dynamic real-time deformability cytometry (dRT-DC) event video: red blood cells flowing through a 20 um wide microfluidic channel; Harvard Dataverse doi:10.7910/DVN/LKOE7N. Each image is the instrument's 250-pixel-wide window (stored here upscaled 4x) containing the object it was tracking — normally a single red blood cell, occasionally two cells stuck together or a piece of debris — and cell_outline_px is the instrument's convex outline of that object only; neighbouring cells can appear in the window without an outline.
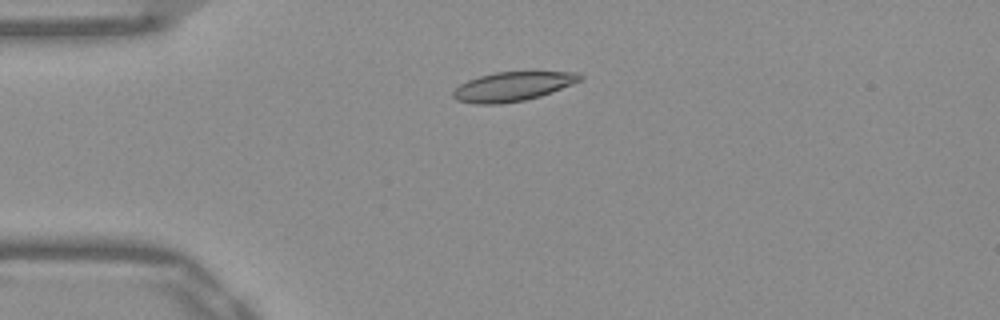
{"species": "Egyptian fruit bat (a non-hibernating species)", "species_latin": "Rousettus aegyptiacus", "temperature_condition": "warm", "stored_images_in_passage": 40, "camera_frame_rate_fps": 3000, "um_per_image_px": 0.085, "frame": {"image": 1, "passage_image": 1, "time_ms": 0.0, "image_size_px": [1000, 320], "cell_outline_px": [[584, 76], [580, 80], [572, 84], [552, 92], [540, 96], [524, 100], [500, 104], [476, 104], [456, 100], [452, 96], [452, 92], [460, 84], [468, 80], [480, 76], [496, 72], [580, 72]], "centroid_in_image_um": [43.57, 7.35], "position_along_channel_um": 41.4, "area_um2": 21.5}}
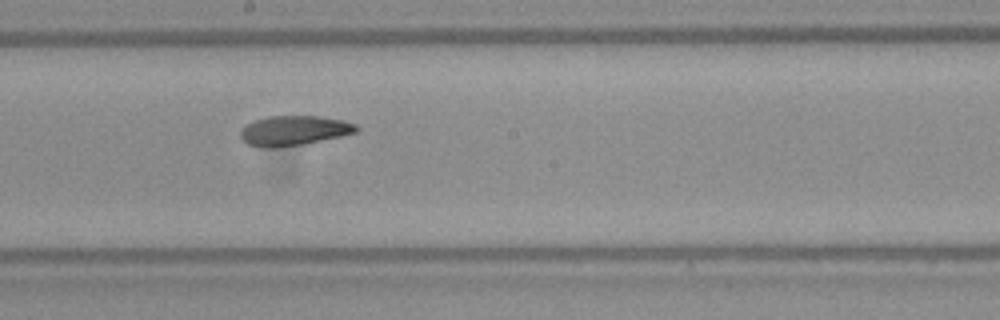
{"frame": {"image": 2, "passage_image": 17, "time_ms": 5.333, "image_size_px": [1000, 320], "cell_outline_px": [[360, 128], [356, 132], [340, 136], [304, 144], [264, 148], [248, 144], [240, 136], [240, 128], [252, 120], [268, 116], [320, 116], [344, 120], [356, 124]], "centroid_in_image_um": [24.97, 11.08], "position_along_channel_um": 223.2, "area_um2": 20.17}}
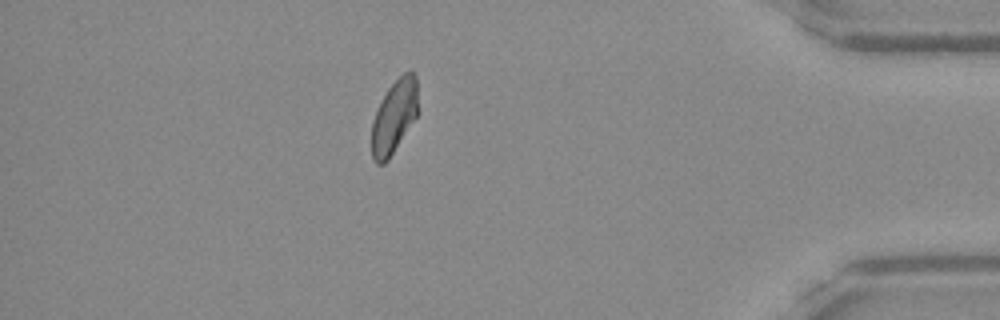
{"frame": {"image": 3, "passage_image": 34, "time_ms": 11.0, "image_size_px": [1000, 320], "cell_outline_px": [[416, 116], [388, 160], [384, 164], [376, 164], [372, 160], [372, 120], [388, 88], [404, 72], [412, 72], [416, 76]], "centroid_in_image_um": [33.47, 9.96], "position_along_channel_um": 401.7, "area_um2": 19.19}, "authors_computed_cell_mechanics": {"area_um2": 20.8947, "velocity_mm_per_s": 3.8831, "shape_relaxation_time_tau1_ms": 7.5751, "shape_relaxation_time_tau2_ms": 2.8071, "deformation_change_tau1": 0.1835, "deformation_change_tau2": 0.0599}}